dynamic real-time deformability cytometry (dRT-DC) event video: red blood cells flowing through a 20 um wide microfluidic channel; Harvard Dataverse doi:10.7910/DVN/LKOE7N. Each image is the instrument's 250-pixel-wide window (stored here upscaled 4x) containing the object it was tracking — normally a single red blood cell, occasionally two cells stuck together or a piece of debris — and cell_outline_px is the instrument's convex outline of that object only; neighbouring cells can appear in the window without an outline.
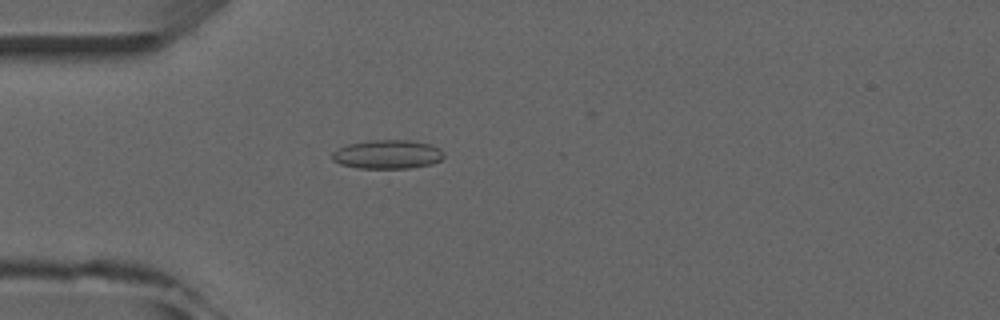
{"species": "common noctule bat (a hibernating species)", "species_latin": "Nyctalus noctula", "temperature_condition": "room temperature", "stored_images_in_passage": 5, "camera_frame_rate_fps": 3000, "um_per_image_px": 0.085, "animal": {"sex": "male", "forearm_length_mm": 52.5}, "frame": {"image": 1, "passage_image": 5, "time_ms": 4.667, "image_size_px": [1000, 320], "cell_outline_px": [[444, 156], [440, 160], [432, 164], [408, 168], [356, 168], [340, 164], [332, 160], [332, 152], [348, 144], [368, 140], [408, 140], [432, 144], [440, 148], [444, 152]], "centroid_in_image_um": [32.95, 13.12], "position_along_channel_um": 52.0, "area_um2": 18.9}}